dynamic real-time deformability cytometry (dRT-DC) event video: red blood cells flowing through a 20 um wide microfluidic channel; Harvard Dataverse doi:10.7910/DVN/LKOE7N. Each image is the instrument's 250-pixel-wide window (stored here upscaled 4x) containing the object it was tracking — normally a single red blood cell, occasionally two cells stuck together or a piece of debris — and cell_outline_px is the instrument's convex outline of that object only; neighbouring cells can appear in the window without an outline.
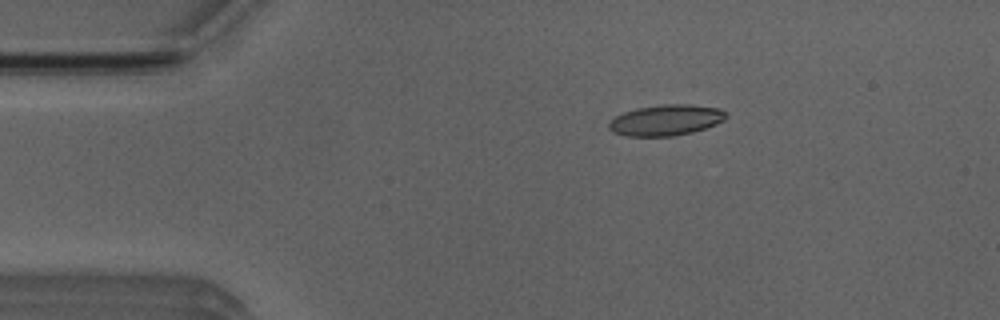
{"species": "Egyptian fruit bat (a non-hibernating species)", "species_latin": "Rousettus aegyptiacus", "temperature_condition": "room temperature", "stored_images_in_passage": 5, "camera_frame_rate_fps": 3000, "um_per_image_px": 0.085, "animal": {"sex": "male"}, "frame": {"image": 1, "passage_image": 2, "time_ms": 2.333, "image_size_px": [1000, 320], "cell_outline_px": [[728, 116], [724, 120], [716, 124], [692, 132], [672, 136], [624, 136], [612, 132], [608, 128], [608, 124], [616, 116], [624, 112], [636, 108], [664, 104], [688, 104], [720, 108], [728, 112]], "centroid_in_image_um": [56.62, 10.21], "position_along_channel_um": 28.4, "area_um2": 21.15}}
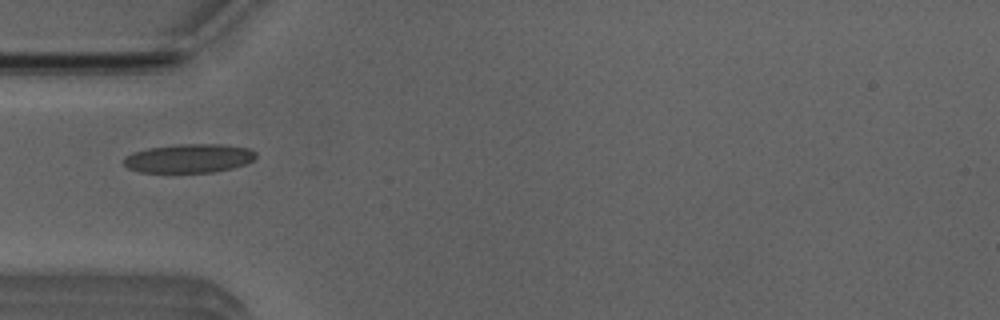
{"frame": {"image": 2, "passage_image": 4, "time_ms": 4.667, "image_size_px": [1000, 320], "cell_outline_px": [[256, 156], [252, 160], [244, 164], [232, 168], [212, 172], [140, 172], [128, 168], [124, 164], [124, 156], [132, 152], [148, 148], [176, 144], [224, 144], [248, 148], [256, 152]], "centroid_in_image_um": [16.04, 13.45], "position_along_channel_um": 69.0, "area_um2": 22.2}}